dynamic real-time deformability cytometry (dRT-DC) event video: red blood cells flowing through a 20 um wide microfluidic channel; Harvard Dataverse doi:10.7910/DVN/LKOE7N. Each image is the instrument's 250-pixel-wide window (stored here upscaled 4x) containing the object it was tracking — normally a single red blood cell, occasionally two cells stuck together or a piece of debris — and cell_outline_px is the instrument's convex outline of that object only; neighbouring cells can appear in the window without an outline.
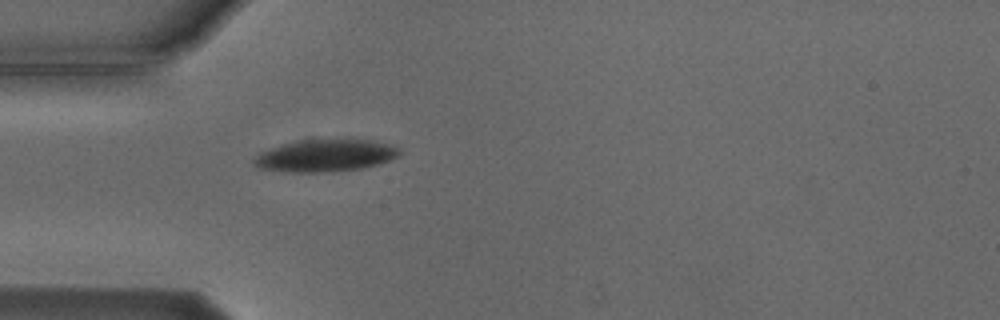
{"species": "Egyptian fruit bat (a non-hibernating species)", "species_latin": "Rousettus aegyptiacus", "temperature_condition": "cold", "stored_images_in_passage": 4, "camera_frame_rate_fps": 3000, "um_per_image_px": 0.085, "animal": {"sex": "male"}, "frame": {"image": 1, "passage_image": 4, "time_ms": 4.333, "image_size_px": [1000, 320], "cell_outline_px": [[400, 156], [380, 164], [364, 168], [332, 172], [284, 172], [260, 168], [252, 164], [252, 160], [260, 152], [268, 148], [280, 144], [300, 140], [372, 140], [392, 144], [400, 148]], "centroid_in_image_um": [27.66, 13.23], "position_along_channel_um": 57.3, "area_um2": 27.69}}